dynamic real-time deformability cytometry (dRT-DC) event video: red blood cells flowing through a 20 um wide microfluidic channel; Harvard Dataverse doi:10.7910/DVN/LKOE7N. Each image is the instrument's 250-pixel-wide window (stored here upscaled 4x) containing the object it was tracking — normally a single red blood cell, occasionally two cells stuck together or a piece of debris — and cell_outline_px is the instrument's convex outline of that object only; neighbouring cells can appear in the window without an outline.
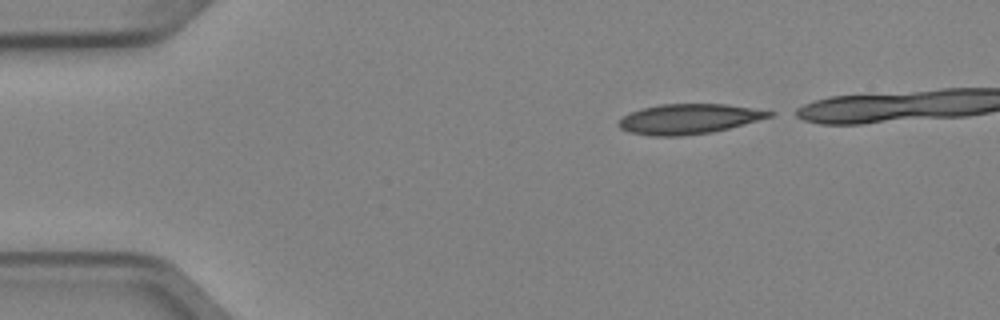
{"species": "Egyptian fruit bat (a non-hibernating species)", "species_latin": "Rousettus aegyptiacus", "temperature_condition": "cold", "stored_images_in_passage": 7, "camera_frame_rate_fps": 3000, "um_per_image_px": 0.085, "animal": {"sex": "female"}, "frame": {"image": 1, "passage_image": 1, "time_ms": 0.0, "image_size_px": [1000, 320], "cell_outline_px": [[776, 112], [772, 116], [728, 128], [712, 132], [680, 136], [656, 136], [628, 132], [620, 128], [616, 124], [624, 116], [640, 108], [660, 104], [728, 104]], "centroid_in_image_um": [58.52, 10.1], "position_along_channel_um": 26.5, "area_um2": 26.18}}
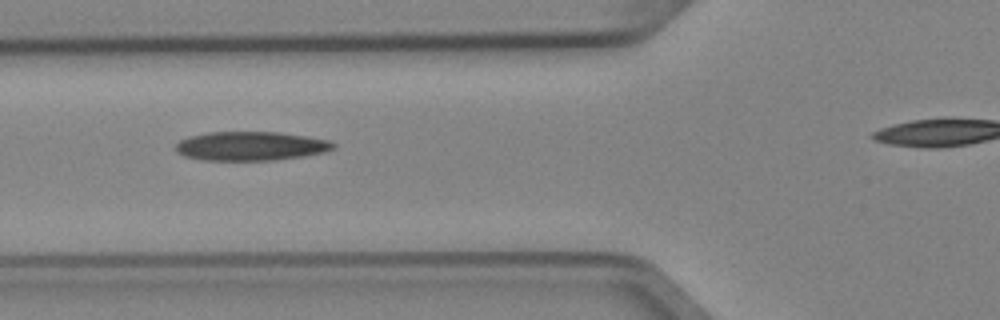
{"frame": {"image": 2, "passage_image": 4, "time_ms": 1.0, "image_size_px": [1000, 320], "cell_outline_px": [[336, 148], [324, 152], [304, 156], [272, 160], [204, 160], [184, 156], [176, 152], [176, 144], [180, 140], [188, 136], [208, 132], [280, 132], [328, 140], [336, 144]], "centroid_in_image_um": [21.3, 12.41], "position_along_channel_um": 104.5, "area_um2": 26.65}}
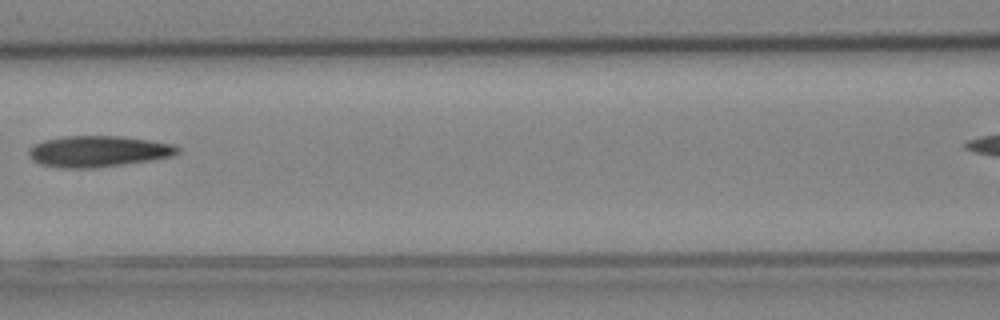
{"frame": {"image": 3, "passage_image": 5, "time_ms": 1.333, "image_size_px": [1000, 320], "cell_outline_px": [[180, 152], [172, 156], [152, 160], [96, 168], [64, 168], [40, 164], [32, 160], [28, 152], [36, 144], [44, 140], [64, 136], [120, 136], [176, 144], [180, 148]], "centroid_in_image_um": [8.39, 12.87], "position_along_channel_um": 158.2, "area_um2": 26.99}}